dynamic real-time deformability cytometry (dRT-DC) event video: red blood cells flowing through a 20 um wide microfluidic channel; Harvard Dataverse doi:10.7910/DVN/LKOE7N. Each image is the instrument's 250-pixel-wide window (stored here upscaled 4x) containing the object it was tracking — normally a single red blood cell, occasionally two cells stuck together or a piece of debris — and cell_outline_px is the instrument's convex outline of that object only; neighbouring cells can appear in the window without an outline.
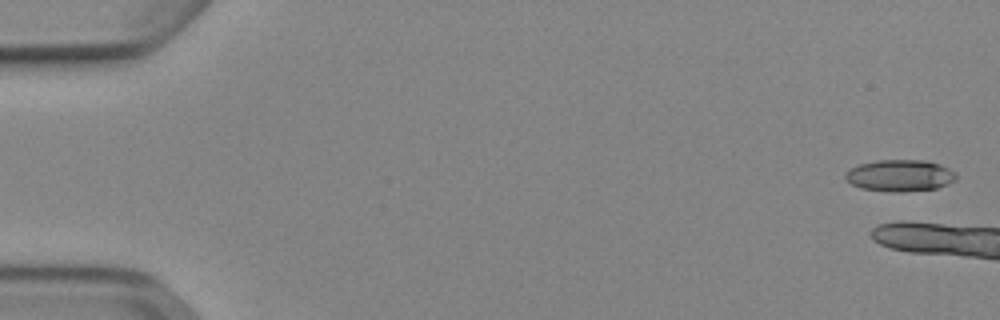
{"species": "Egyptian fruit bat (a non-hibernating species)", "species_latin": "Rousettus aegyptiacus", "temperature_condition": "cold", "stored_images_in_passage": 5, "camera_frame_rate_fps": 3000, "um_per_image_px": 0.085, "animal": {"sex": "female"}, "frame": {"image": 1, "passage_image": 1, "time_ms": 0.0, "image_size_px": [1000, 320], "cell_outline_px": [[956, 180], [936, 188], [900, 192], [888, 192], [860, 188], [844, 180], [844, 176], [852, 168], [860, 164], [876, 160], [924, 160], [940, 164], [956, 172]], "centroid_in_image_um": [76.49, 14.92], "position_along_channel_um": 8.5, "area_um2": 20.46}}